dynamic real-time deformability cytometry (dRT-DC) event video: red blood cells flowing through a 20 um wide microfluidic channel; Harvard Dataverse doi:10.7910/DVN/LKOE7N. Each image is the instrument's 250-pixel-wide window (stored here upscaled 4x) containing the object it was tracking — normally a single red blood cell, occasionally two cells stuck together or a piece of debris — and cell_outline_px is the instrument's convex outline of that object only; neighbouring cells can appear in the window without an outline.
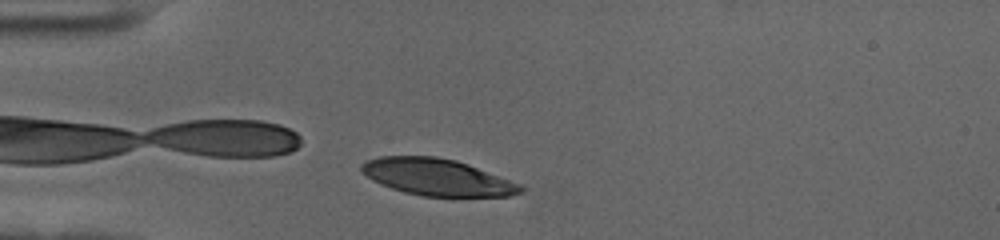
{"species": "human", "species_latin": "Homo sapiens", "temperature_condition": "cold", "stored_images_in_passage": 40, "camera_frame_rate_fps": 3000, "um_per_image_px": 0.085, "donor": {"sex": "female"}, "frame": {"image": 1, "passage_image": 4, "time_ms": 1.0, "image_size_px": [1000, 240], "cell_outline_px": [[524, 192], [508, 196], [420, 196], [404, 192], [380, 184], [372, 180], [360, 172], [360, 164], [364, 160], [380, 156], [436, 156], [456, 160], [468, 164], [520, 184], [524, 188]], "centroid_in_image_um": [37.1, 15.05], "position_along_channel_um": 47.9, "area_um2": 34.16}}
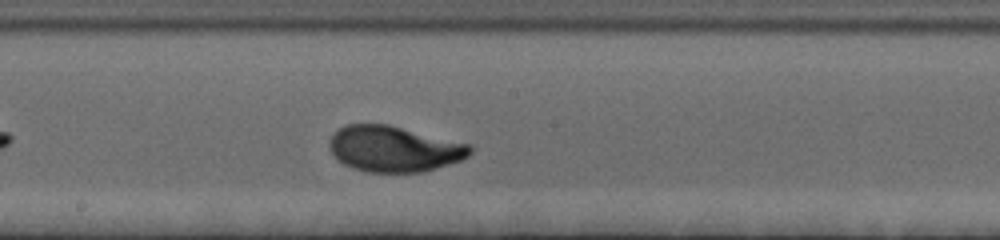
{"frame": {"image": 2, "passage_image": 20, "time_ms": 6.333, "image_size_px": [1000, 240], "cell_outline_px": [[472, 152], [468, 156], [460, 160], [424, 172], [364, 172], [352, 168], [336, 160], [328, 144], [332, 136], [340, 128], [348, 124], [388, 124], [468, 144], [472, 148]], "centroid_in_image_um": [33.46, 12.66], "position_along_channel_um": 214.7, "area_um2": 37.34}}
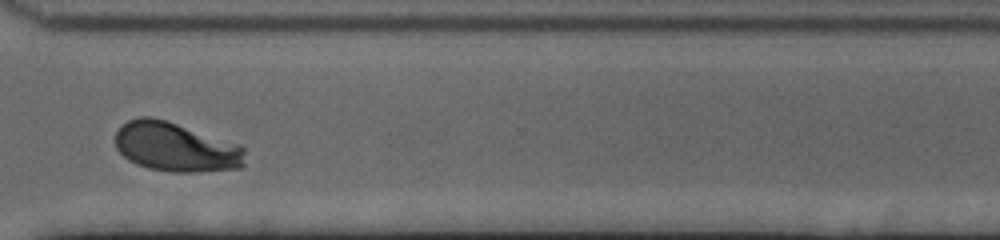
{"frame": {"image": 3, "passage_image": 32, "time_ms": 10.333, "image_size_px": [1000, 240], "cell_outline_px": [[244, 164], [240, 168], [200, 172], [168, 172], [148, 168], [136, 164], [128, 160], [116, 148], [116, 132], [120, 124], [128, 120], [140, 116], [152, 116], [168, 120], [240, 144], [244, 148]], "centroid_in_image_um": [14.93, 12.49], "position_along_channel_um": 355.7, "area_um2": 37.8}, "authors_computed_cell_mechanics": {"area_um2": 37.1654, "velocity_mm_per_s": 3.5086, "shape_relaxation_time_tau1_ms": 2.8726, "shape_relaxation_time_tau2_ms": null, "deformation_change_tau1": 0.1577, "deformation_change_tau2": null}}